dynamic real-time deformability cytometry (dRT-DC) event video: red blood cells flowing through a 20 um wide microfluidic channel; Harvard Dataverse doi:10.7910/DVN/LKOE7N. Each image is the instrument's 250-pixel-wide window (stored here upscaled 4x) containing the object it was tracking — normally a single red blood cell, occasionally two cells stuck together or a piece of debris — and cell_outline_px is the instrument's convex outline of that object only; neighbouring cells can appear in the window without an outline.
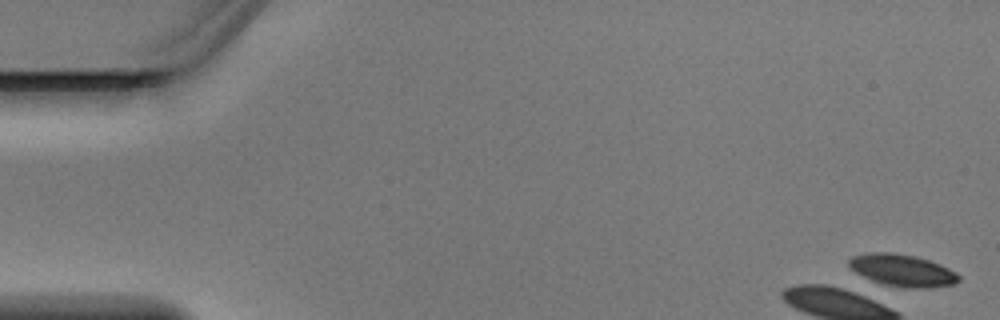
{"species": "Egyptian fruit bat (a non-hibernating species)", "species_latin": "Rousettus aegyptiacus", "temperature_condition": "warm", "stored_images_in_passage": 4, "camera_frame_rate_fps": 3000, "um_per_image_px": 0.085, "animal": {"sex": "male"}, "frame": {"image": 1, "passage_image": 1, "time_ms": 0.0, "image_size_px": [1000, 320], "cell_outline_px": [[960, 280], [956, 284], [928, 288], [908, 288], [884, 284], [872, 280], [856, 272], [848, 264], [848, 260], [852, 256], [864, 252], [892, 252], [916, 256], [940, 264], [956, 272], [960, 276]], "centroid_in_image_um": [76.72, 22.97], "position_along_channel_um": 8.3, "area_um2": 20.58}}